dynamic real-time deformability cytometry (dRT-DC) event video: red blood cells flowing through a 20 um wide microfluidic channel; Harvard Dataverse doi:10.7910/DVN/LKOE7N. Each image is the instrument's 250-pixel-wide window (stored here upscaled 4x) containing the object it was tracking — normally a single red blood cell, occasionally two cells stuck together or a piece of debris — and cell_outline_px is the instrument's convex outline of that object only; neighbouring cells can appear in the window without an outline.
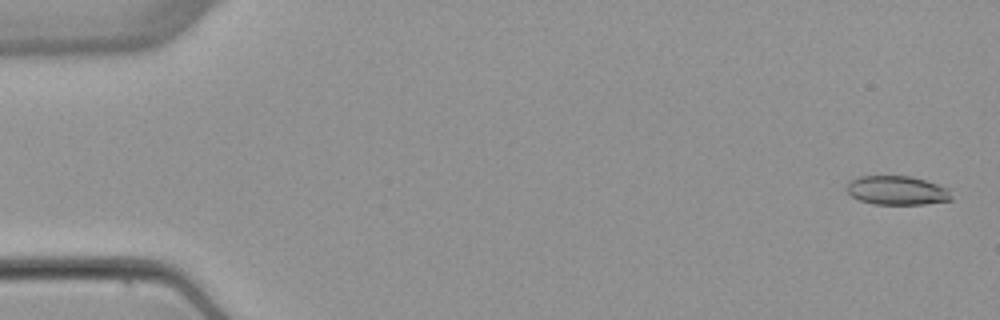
{"species": "common noctule bat (a hibernating species)", "species_latin": "Nyctalus noctula", "temperature_condition": "warm", "stored_images_in_passage": 5, "camera_frame_rate_fps": 3000, "um_per_image_px": 0.085, "animal": {"sex": "female", "body_mass_g": 22.7, "forearm_length_mm": 54.2}, "frame": {"image": 1, "passage_image": 1, "time_ms": 0.0, "image_size_px": [1000, 320], "cell_outline_px": [[952, 200], [924, 204], [872, 204], [860, 200], [852, 196], [848, 192], [848, 184], [852, 180], [860, 176], [908, 176], [924, 180], [948, 188]], "centroid_in_image_um": [76.25, 16.19], "position_along_channel_um": 8.7, "area_um2": 17.4}}
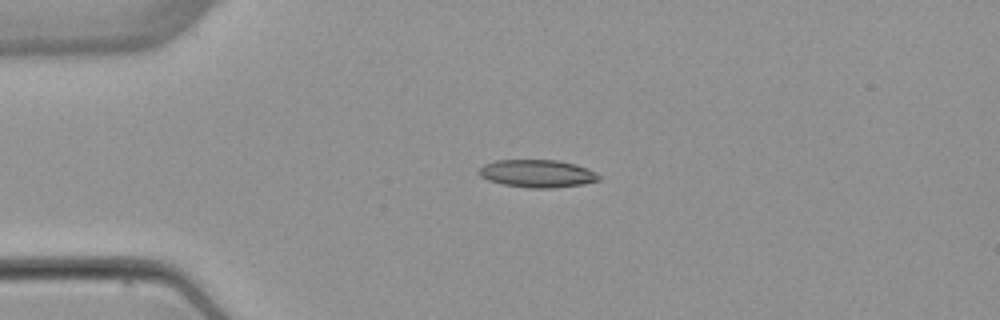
{"frame": {"image": 2, "passage_image": 4, "time_ms": 3.667, "image_size_px": [1000, 320], "cell_outline_px": [[600, 180], [584, 184], [552, 188], [528, 188], [504, 184], [488, 180], [480, 176], [480, 168], [484, 164], [496, 160], [556, 160], [576, 164], [588, 168], [596, 172], [600, 176]], "centroid_in_image_um": [45.71, 14.75], "position_along_channel_um": 39.3, "area_um2": 19.36}}